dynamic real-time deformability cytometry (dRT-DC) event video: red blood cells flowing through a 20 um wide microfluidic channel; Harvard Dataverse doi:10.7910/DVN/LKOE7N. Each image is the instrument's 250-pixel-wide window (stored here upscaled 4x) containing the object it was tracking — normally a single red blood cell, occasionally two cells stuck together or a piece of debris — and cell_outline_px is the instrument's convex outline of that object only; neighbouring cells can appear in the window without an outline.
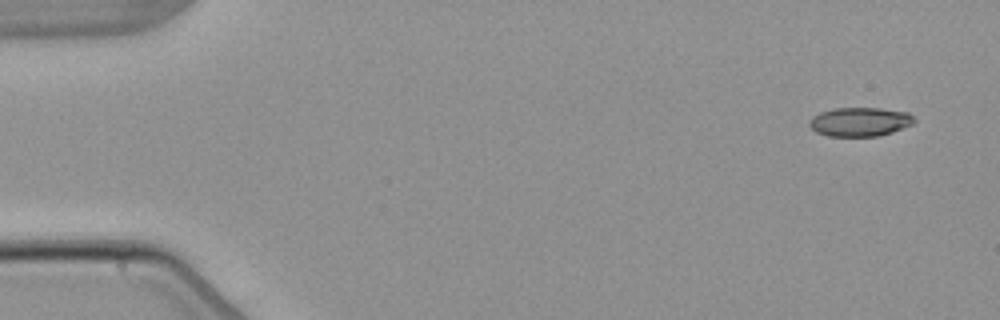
{"species": "common noctule bat (a hibernating species)", "species_latin": "Nyctalus noctula", "temperature_condition": "warm", "stored_images_in_passage": 6, "camera_frame_rate_fps": 3000, "um_per_image_px": 0.085, "animal": {"sex": "male", "body_mass_g": 21.5, "forearm_length_mm": 52.0}, "frame": {"image": 1, "passage_image": 1, "time_ms": 0.0, "image_size_px": [1000, 320], "cell_outline_px": [[916, 120], [912, 124], [892, 132], [876, 136], [828, 136], [816, 132], [808, 124], [808, 120], [812, 116], [820, 112], [832, 108], [880, 108], [908, 112]], "centroid_in_image_um": [73.06, 10.34], "position_along_channel_um": 11.9, "area_um2": 17.74}}
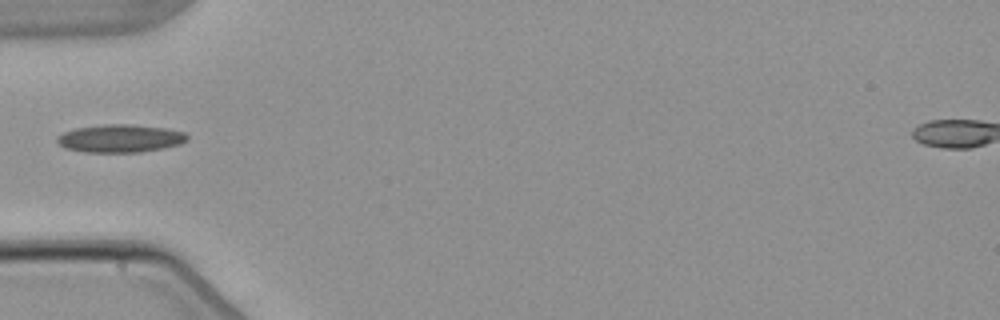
{"frame": {"image": 2, "passage_image": 5, "time_ms": 5.0, "image_size_px": [1000, 320], "cell_outline_px": [[188, 140], [180, 144], [164, 148], [140, 152], [84, 152], [64, 148], [56, 140], [56, 136], [64, 132], [76, 128], [104, 124], [132, 124], [164, 128], [184, 132], [188, 136]], "centroid_in_image_um": [10.21, 11.76], "position_along_channel_um": 74.8, "area_um2": 21.21}}
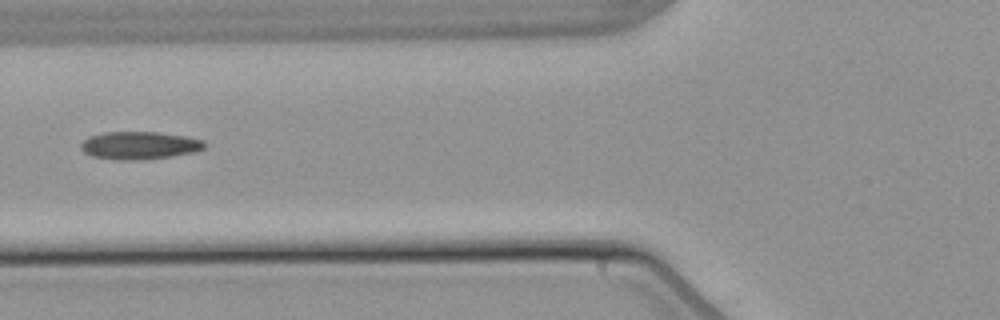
{"frame": {"image": 3, "passage_image": 6, "time_ms": 6.0, "image_size_px": [1000, 320], "cell_outline_px": [[208, 144], [204, 148], [192, 152], [172, 156], [144, 160], [120, 160], [92, 156], [84, 152], [80, 148], [80, 144], [88, 136], [104, 132], [160, 132], [188, 136], [204, 140]], "centroid_in_image_um": [11.87, 12.35], "position_along_channel_um": 113.9, "area_um2": 20.23}}